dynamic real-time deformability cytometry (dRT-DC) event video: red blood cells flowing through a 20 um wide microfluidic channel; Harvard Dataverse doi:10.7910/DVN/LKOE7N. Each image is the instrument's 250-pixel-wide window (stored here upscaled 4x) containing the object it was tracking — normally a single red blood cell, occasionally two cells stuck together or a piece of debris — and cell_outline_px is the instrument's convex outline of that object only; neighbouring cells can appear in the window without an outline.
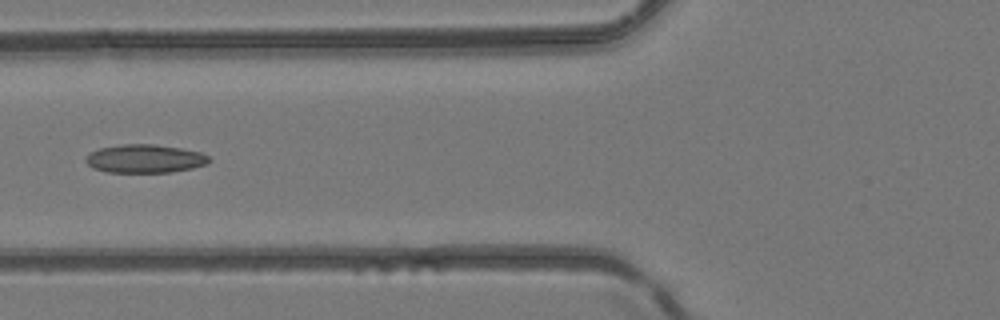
{"species": "common noctule bat (a hibernating species)", "species_latin": "Nyctalus noctula", "temperature_condition": "room temperature", "stored_images_in_passage": 7, "camera_frame_rate_fps": 3000, "um_per_image_px": 0.085, "animal": {"sex": "female", "body_mass_g": 24.6, "forearm_length_mm": 56.2}, "frame": {"image": 1, "passage_image": 5, "time_ms": 6.333, "image_size_px": [1000, 320], "cell_outline_px": [[212, 160], [208, 164], [192, 168], [172, 172], [108, 172], [92, 168], [84, 160], [92, 152], [100, 148], [124, 144], [152, 144], [180, 148], [200, 152], [208, 156]], "centroid_in_image_um": [12.35, 13.49], "position_along_channel_um": 113.5, "area_um2": 20.29}}
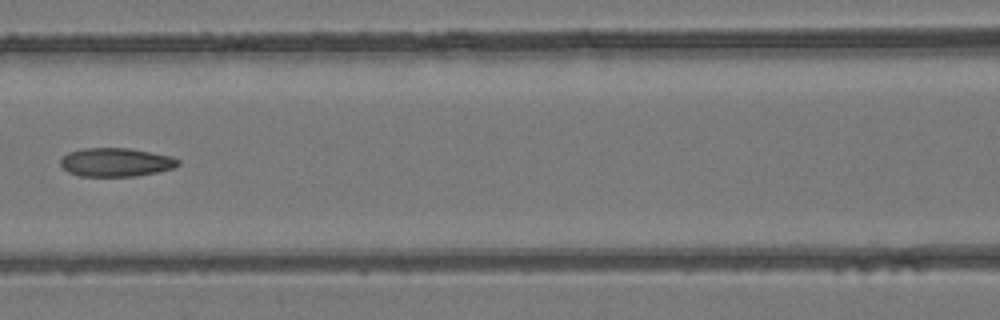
{"frame": {"image": 2, "passage_image": 6, "time_ms": 7.333, "image_size_px": [1000, 320], "cell_outline_px": [[180, 164], [172, 168], [156, 172], [136, 176], [80, 176], [68, 172], [60, 164], [60, 160], [68, 152], [84, 148], [128, 148], [172, 156], [180, 160]], "centroid_in_image_um": [9.85, 13.79], "position_along_channel_um": 156.8, "area_um2": 19.54}}
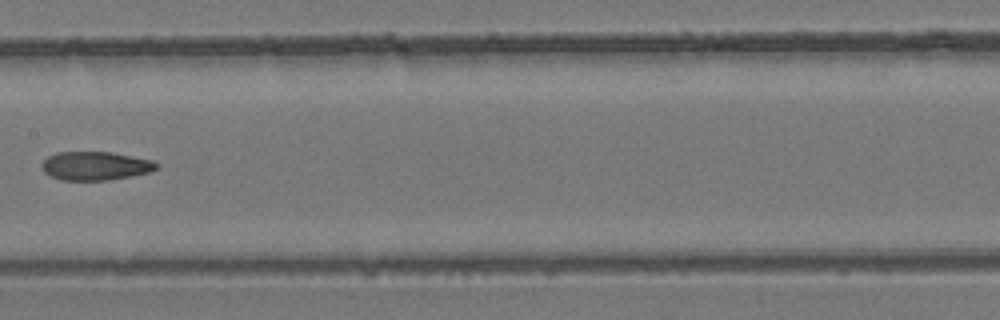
{"frame": {"image": 3, "passage_image": 7, "time_ms": 8.333, "image_size_px": [1000, 320], "cell_outline_px": [[160, 168], [148, 172], [108, 180], [60, 180], [44, 172], [40, 164], [48, 156], [56, 152], [112, 152], [152, 160], [160, 164]], "centroid_in_image_um": [8.1, 14.09], "position_along_channel_um": 199.3, "area_um2": 19.13}}